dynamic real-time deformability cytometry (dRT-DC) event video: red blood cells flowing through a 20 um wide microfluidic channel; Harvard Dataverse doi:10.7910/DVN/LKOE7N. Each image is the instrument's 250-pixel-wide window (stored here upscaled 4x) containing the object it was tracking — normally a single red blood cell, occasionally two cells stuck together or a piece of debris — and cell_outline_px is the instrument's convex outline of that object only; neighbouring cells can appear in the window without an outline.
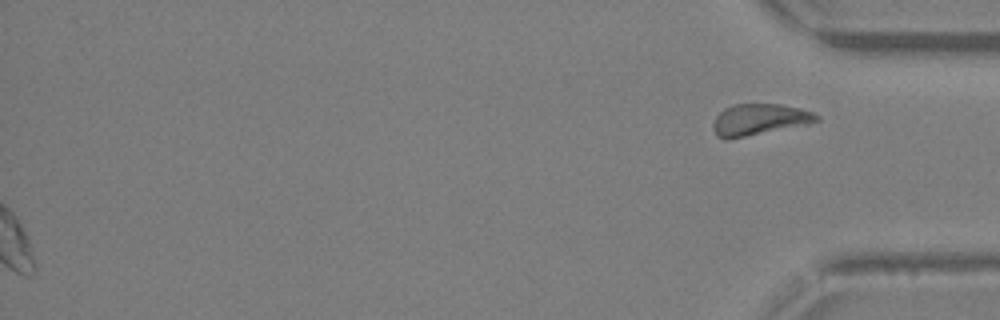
{"species": "Egyptian fruit bat (a non-hibernating species)", "species_latin": "Rousettus aegyptiacus", "temperature_condition": "warm", "stored_images_in_passage": 34, "segment_of_instrument_passage": [2, 2], "camera_frame_rate_fps": 3000, "um_per_image_px": 0.085, "animal": {"sex": "female"}, "frame": {"image": 1, "passage_image": 34, "time_ms": 11.0, "image_size_px": [1000, 320], "cell_outline_px": [[820, 120], [808, 124], [728, 140], [724, 140], [716, 136], [712, 128], [712, 124], [716, 116], [724, 108], [732, 104], [780, 104], [812, 112], [820, 116]], "centroid_in_image_um": [64.48, 10.18], "position_along_channel_um": 370.7, "area_um2": 19.02}}